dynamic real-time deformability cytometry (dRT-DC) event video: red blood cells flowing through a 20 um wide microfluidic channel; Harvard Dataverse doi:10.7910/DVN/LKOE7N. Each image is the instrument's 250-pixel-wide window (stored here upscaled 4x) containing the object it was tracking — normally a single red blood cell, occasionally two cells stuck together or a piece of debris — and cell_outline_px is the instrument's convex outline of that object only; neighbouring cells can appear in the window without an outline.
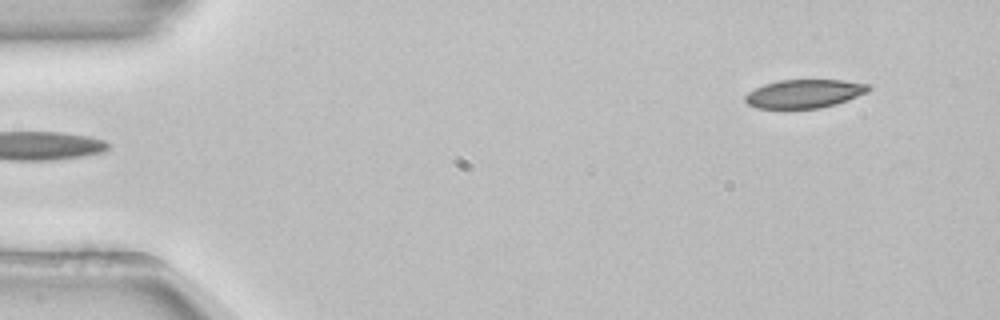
{"species": "common noctule bat (a hibernating species)", "species_latin": "Nyctalus noctula", "temperature_condition": "room temperature", "stored_images_in_passage": 49, "camera_frame_rate_fps": 3000, "um_per_image_px": 0.085, "animal": {"sex": "female", "body_mass_g": 22.7, "forearm_length_mm": 54.2}, "frame": {"image": 1, "passage_image": 1, "time_ms": 0.0, "image_size_px": [1000, 320], "cell_outline_px": [[872, 88], [868, 92], [848, 100], [836, 104], [820, 108], [756, 108], [748, 104], [744, 100], [744, 96], [748, 92], [764, 84], [780, 80], [844, 80], [868, 84]], "centroid_in_image_um": [68.38, 7.96], "position_along_channel_um": 16.6, "area_um2": 20.52}}
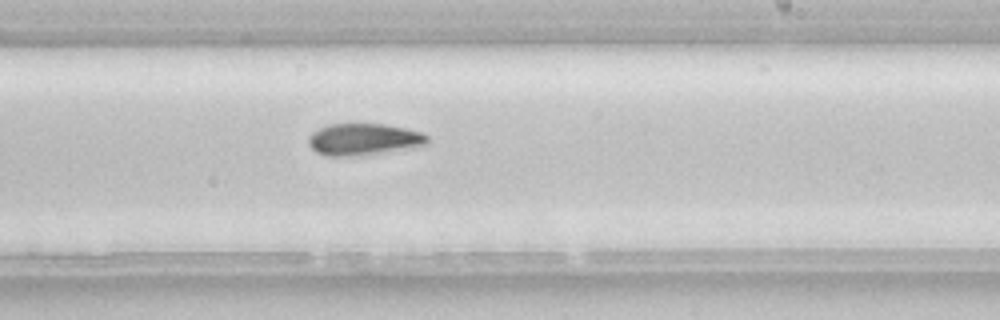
{"frame": {"image": 2, "passage_image": 28, "time_ms": 9.0, "image_size_px": [1000, 320], "cell_outline_px": [[428, 144], [376, 152], [348, 156], [328, 156], [316, 152], [308, 144], [308, 136], [312, 132], [328, 124], [384, 124], [404, 128], [420, 132], [428, 136]], "centroid_in_image_um": [30.83, 11.82], "position_along_channel_um": 258.2, "area_um2": 21.39}}
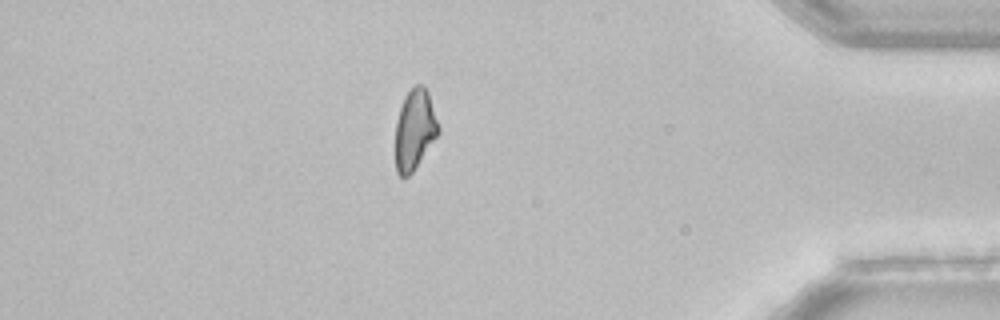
{"frame": {"image": 3, "passage_image": 42, "time_ms": 13.667, "image_size_px": [1000, 320], "cell_outline_px": [[440, 132], [412, 172], [408, 176], [400, 176], [396, 172], [396, 120], [404, 96], [412, 84], [424, 84], [428, 92], [440, 128]], "centroid_in_image_um": [35.25, 10.96], "position_along_channel_um": 400.0, "area_um2": 20.17}}